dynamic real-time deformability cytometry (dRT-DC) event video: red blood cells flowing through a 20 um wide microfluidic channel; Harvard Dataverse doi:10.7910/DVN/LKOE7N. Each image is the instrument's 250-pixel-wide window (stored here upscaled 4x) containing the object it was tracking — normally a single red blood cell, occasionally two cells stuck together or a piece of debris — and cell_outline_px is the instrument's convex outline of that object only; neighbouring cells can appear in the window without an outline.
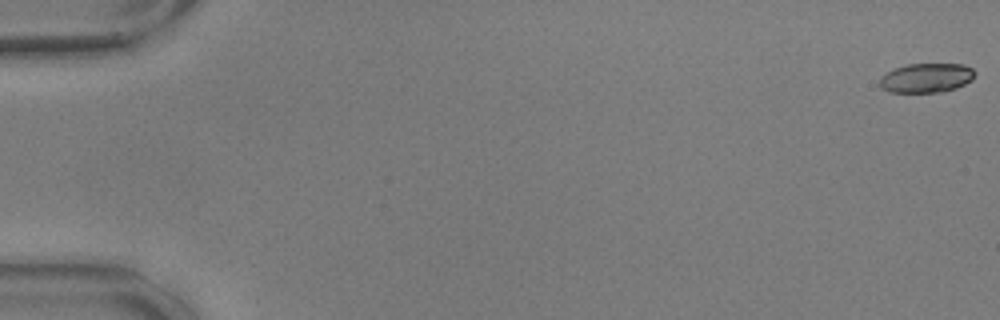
{"species": "common noctule bat (a hibernating species)", "species_latin": "Nyctalus noctula", "temperature_condition": "warm", "stored_images_in_passage": 58, "camera_frame_rate_fps": 3000, "um_per_image_px": 0.085, "animal": {"sex": "male", "body_mass_g": 17.9, "forearm_length_mm": 54.2}, "frame": {"image": 1, "passage_image": 1, "time_ms": 0.0, "image_size_px": [1000, 320], "cell_outline_px": [[976, 72], [972, 80], [956, 88], [944, 92], [888, 92], [880, 88], [880, 76], [896, 68], [908, 64], [964, 64], [972, 68]], "centroid_in_image_um": [78.75, 6.63], "position_along_channel_um": 6.2, "area_um2": 16.36}}
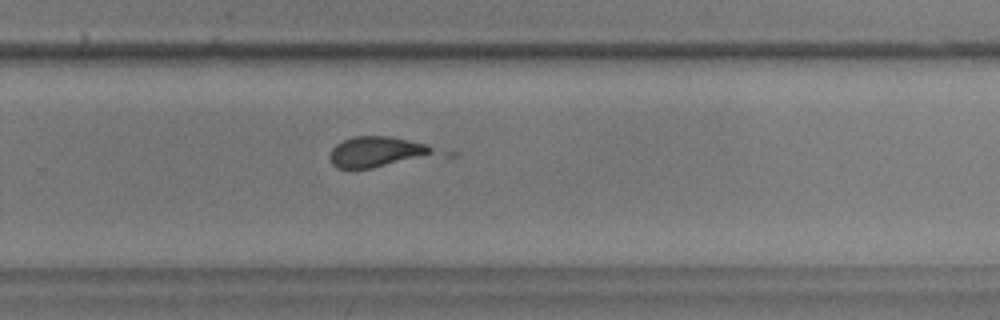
{"frame": {"image": 2, "passage_image": 39, "time_ms": 12.667, "image_size_px": [1000, 320], "cell_outline_px": [[460, 152], [456, 156], [372, 168], [336, 168], [332, 164], [328, 156], [332, 148], [336, 144], [352, 136], [392, 136], [428, 144]], "centroid_in_image_um": [32.58, 12.93], "position_along_channel_um": 297.2, "area_um2": 21.15}}
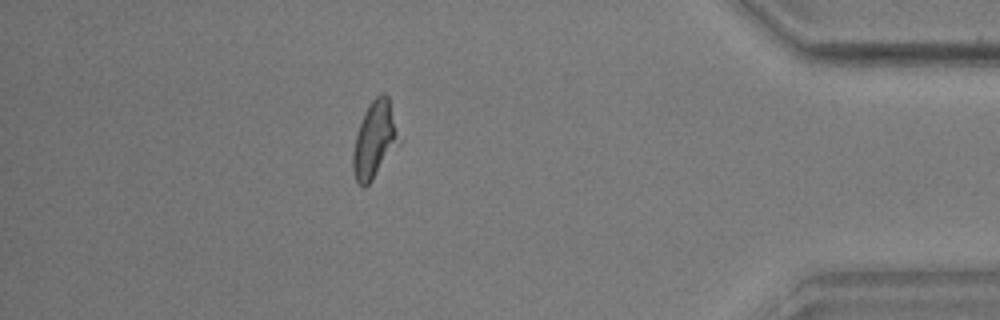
{"frame": {"image": 3, "passage_image": 51, "time_ms": 16.667, "image_size_px": [1000, 320], "cell_outline_px": [[404, 140], [372, 180], [364, 188], [356, 180], [352, 168], [352, 152], [356, 136], [364, 112], [372, 100], [380, 92], [384, 92], [388, 96]], "centroid_in_image_um": [31.91, 11.86], "position_along_channel_um": 403.3, "area_um2": 21.27}}